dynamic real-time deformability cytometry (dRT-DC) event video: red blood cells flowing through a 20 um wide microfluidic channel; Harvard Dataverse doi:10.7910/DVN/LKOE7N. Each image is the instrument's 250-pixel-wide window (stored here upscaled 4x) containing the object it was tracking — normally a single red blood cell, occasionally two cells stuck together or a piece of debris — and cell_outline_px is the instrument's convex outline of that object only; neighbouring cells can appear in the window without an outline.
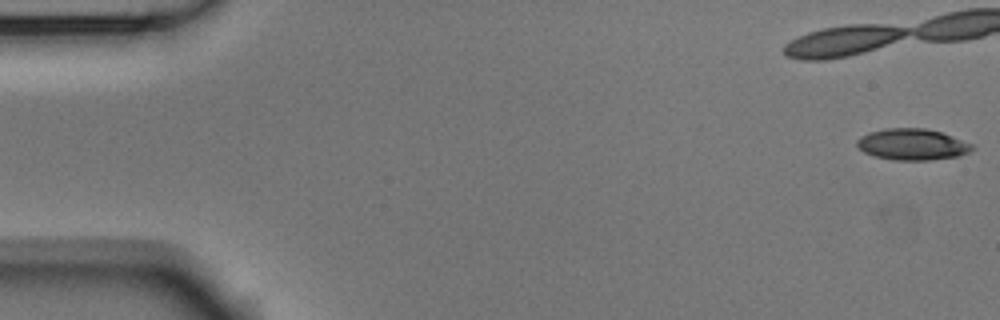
{"species": "Egyptian fruit bat (a non-hibernating species)", "species_latin": "Rousettus aegyptiacus", "temperature_condition": "room temperature", "stored_images_in_passage": 42, "camera_frame_rate_fps": 3000, "um_per_image_px": 0.085, "animal": {"sex": "male"}, "frame": {"image": 1, "passage_image": 1, "time_ms": 0.0, "image_size_px": [1000, 320], "cell_outline_px": [[972, 148], [968, 152], [956, 156], [928, 160], [896, 160], [876, 156], [864, 152], [856, 144], [856, 140], [860, 136], [868, 132], [884, 128], [924, 128], [940, 132], [972, 144]], "centroid_in_image_um": [77.48, 12.26], "position_along_channel_um": 7.5, "area_um2": 20.69}}